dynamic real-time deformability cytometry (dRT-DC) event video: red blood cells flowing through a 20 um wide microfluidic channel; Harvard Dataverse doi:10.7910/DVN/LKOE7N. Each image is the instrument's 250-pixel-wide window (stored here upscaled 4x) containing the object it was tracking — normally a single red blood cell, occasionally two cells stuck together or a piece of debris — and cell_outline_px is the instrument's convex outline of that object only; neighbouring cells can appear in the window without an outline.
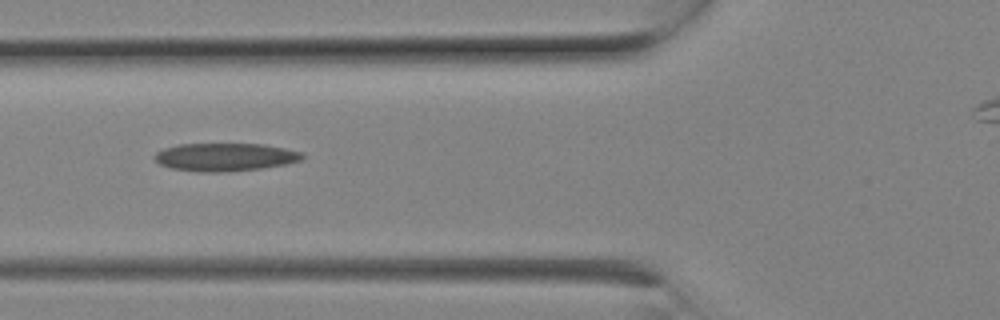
{"species": "Egyptian fruit bat (a non-hibernating species)", "species_latin": "Rousettus aegyptiacus", "temperature_condition": "room temperature", "stored_images_in_passage": 3, "camera_frame_rate_fps": 3000, "um_per_image_px": 0.085, "animal": {"sex": "female"}, "frame": {"image": 1, "passage_image": 2, "time_ms": 0.333, "image_size_px": [1000, 320], "cell_outline_px": [[304, 156], [300, 160], [284, 164], [264, 168], [224, 172], [196, 172], [172, 168], [160, 164], [152, 156], [156, 152], [164, 148], [180, 144], [264, 144], [304, 152]], "centroid_in_image_um": [19.12, 13.35], "position_along_channel_um": 106.7, "area_um2": 24.16}}
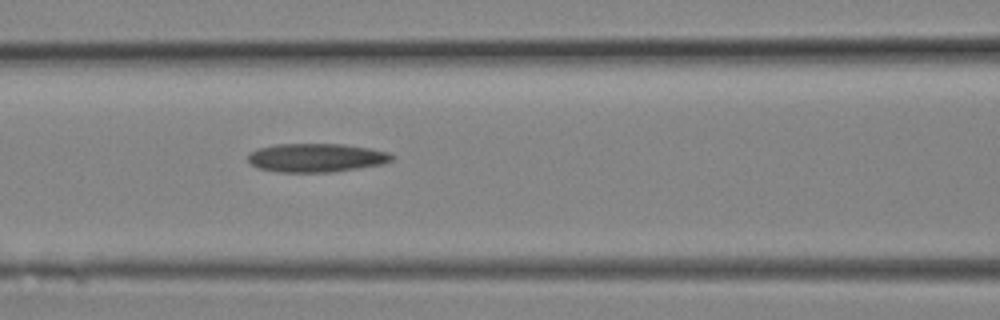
{"frame": {"image": 2, "passage_image": 3, "time_ms": 0.667, "image_size_px": [1000, 320], "cell_outline_px": [[396, 156], [392, 160], [384, 164], [332, 172], [276, 172], [256, 168], [248, 160], [248, 152], [256, 148], [276, 144], [344, 144], [368, 148], [388, 152]], "centroid_in_image_um": [26.86, 13.41], "position_along_channel_um": 139.7, "area_um2": 24.28}}